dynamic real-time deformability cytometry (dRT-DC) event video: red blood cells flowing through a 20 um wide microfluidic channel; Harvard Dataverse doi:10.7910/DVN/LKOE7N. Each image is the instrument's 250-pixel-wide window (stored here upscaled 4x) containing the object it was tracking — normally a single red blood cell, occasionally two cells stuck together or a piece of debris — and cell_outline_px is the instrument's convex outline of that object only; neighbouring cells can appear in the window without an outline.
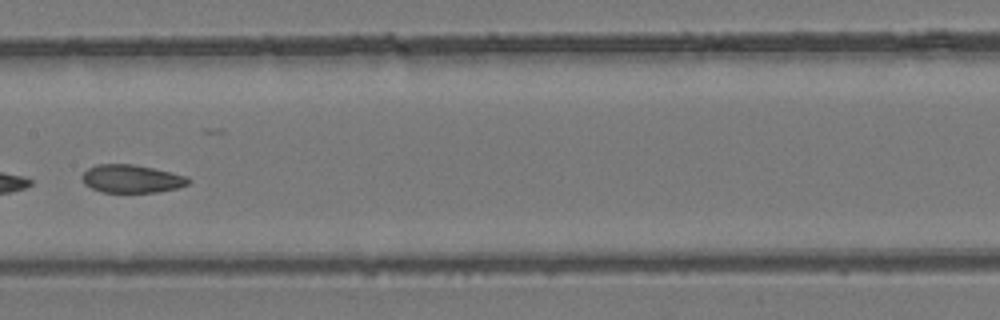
{"species": "common noctule bat (a hibernating species)", "species_latin": "Nyctalus noctula", "temperature_condition": "room temperature", "stored_images_in_passage": 31, "camera_frame_rate_fps": 3000, "um_per_image_px": 0.085, "animal": {"sex": "female", "body_mass_g": 24.6, "forearm_length_mm": 56.2}, "frame": {"image": 1, "passage_image": 10, "time_ms": 3.0, "image_size_px": [1000, 320], "cell_outline_px": [[192, 180], [188, 184], [180, 188], [156, 192], [104, 192], [92, 188], [84, 184], [80, 176], [88, 168], [96, 164], [132, 164], [152, 168], [188, 176]], "centroid_in_image_um": [11.2, 15.19], "position_along_channel_um": 196.2, "area_um2": 17.46}}
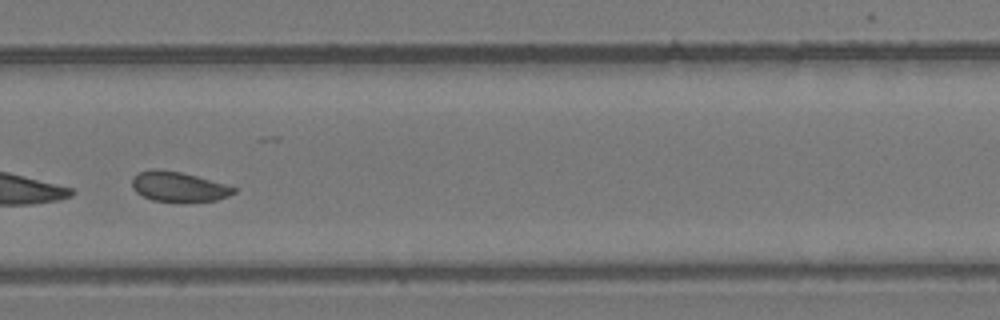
{"frame": {"image": 2, "passage_image": 18, "time_ms": 5.667, "image_size_px": [1000, 320], "cell_outline_px": [[236, 192], [228, 196], [216, 200], [184, 204], [180, 204], [152, 200], [136, 192], [132, 188], [132, 176], [136, 172], [152, 168], [156, 168], [180, 172], [196, 176], [224, 184], [236, 188]], "centroid_in_image_um": [15.13, 15.9], "position_along_channel_um": 314.7, "area_um2": 18.32}}